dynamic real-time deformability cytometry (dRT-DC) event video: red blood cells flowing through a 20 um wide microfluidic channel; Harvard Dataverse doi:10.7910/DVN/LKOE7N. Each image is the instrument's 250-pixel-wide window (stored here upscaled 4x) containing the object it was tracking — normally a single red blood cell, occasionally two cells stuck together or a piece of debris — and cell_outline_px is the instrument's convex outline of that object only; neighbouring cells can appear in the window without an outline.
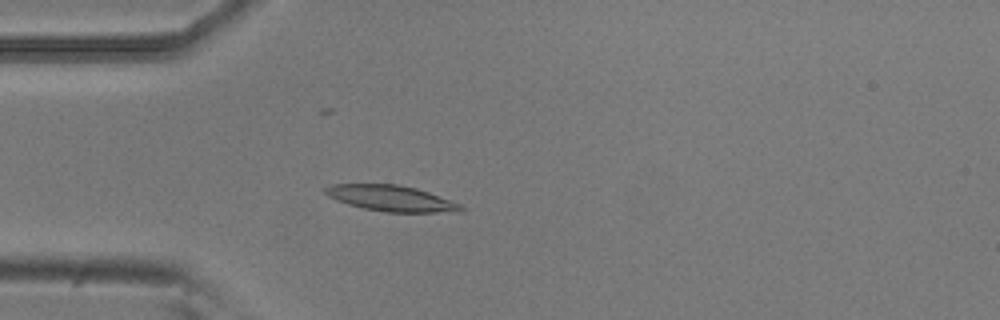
{"species": "common noctule bat (a hibernating species)", "species_latin": "Nyctalus noctula", "temperature_condition": "room temperature", "stored_images_in_passage": 52, "camera_frame_rate_fps": 3000, "um_per_image_px": 0.085, "animal": {"sex": "male", "body_mass_g": 20.5, "forearm_length_mm": 52.5}, "frame": {"image": 1, "passage_image": 14, "time_ms": 4.333, "image_size_px": [1000, 320], "cell_outline_px": [[464, 208], [460, 212], [388, 212], [364, 208], [348, 204], [336, 200], [328, 196], [324, 192], [324, 188], [332, 184], [396, 184], [416, 188], [428, 192], [460, 204]], "centroid_in_image_um": [33.23, 16.85], "position_along_channel_um": 51.8, "area_um2": 20.23}}
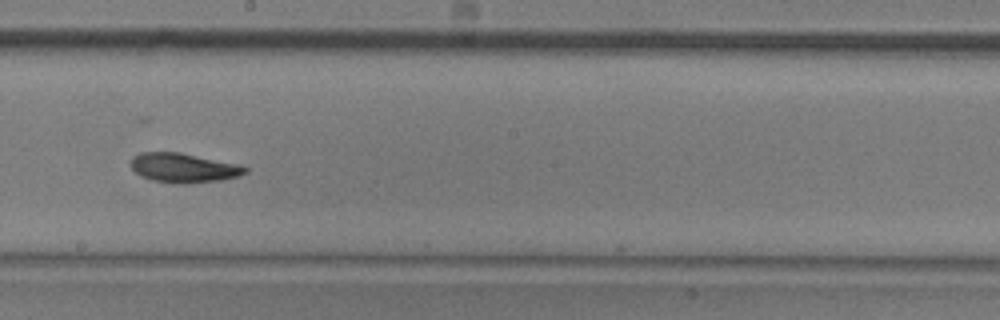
{"frame": {"image": 2, "passage_image": 29, "time_ms": 9.333, "image_size_px": [1000, 320], "cell_outline_px": [[248, 172], [240, 176], [220, 180], [184, 184], [172, 184], [152, 180], [140, 176], [128, 164], [132, 156], [140, 152], [180, 152], [240, 164], [248, 168]], "centroid_in_image_um": [15.59, 14.26], "position_along_channel_um": 232.6, "area_um2": 20.0}}
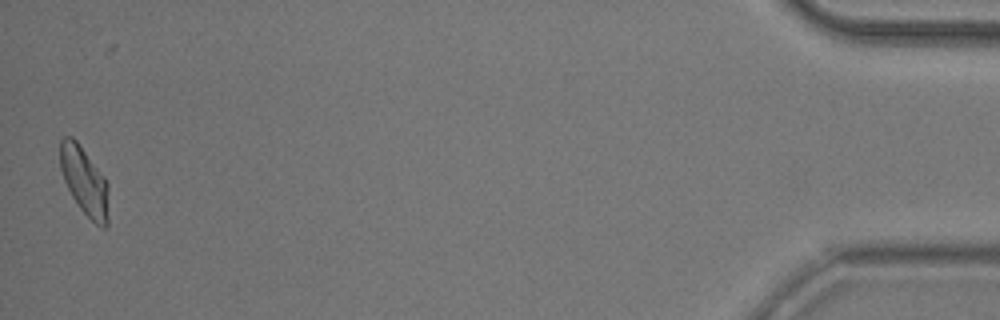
{"frame": {"image": 3, "passage_image": 52, "time_ms": 17.0, "image_size_px": [1000, 320], "cell_outline_px": [[108, 228], [100, 228], [80, 208], [72, 196], [64, 180], [60, 168], [60, 140], [64, 136], [72, 136], [76, 140], [104, 176], [108, 184]], "centroid_in_image_um": [7.19, 15.41], "position_along_channel_um": 428.0, "area_um2": 19.25}, "authors_computed_cell_mechanics": {"area_um2": 19.6231, "velocity_mm_per_s": 3.7715, "shape_relaxation_time_tau1_ms": 4.4576, "shape_relaxation_time_tau2_ms": 2.983, "deformation_change_tau1": 0.1466, "deformation_change_tau2": 0.0834}}